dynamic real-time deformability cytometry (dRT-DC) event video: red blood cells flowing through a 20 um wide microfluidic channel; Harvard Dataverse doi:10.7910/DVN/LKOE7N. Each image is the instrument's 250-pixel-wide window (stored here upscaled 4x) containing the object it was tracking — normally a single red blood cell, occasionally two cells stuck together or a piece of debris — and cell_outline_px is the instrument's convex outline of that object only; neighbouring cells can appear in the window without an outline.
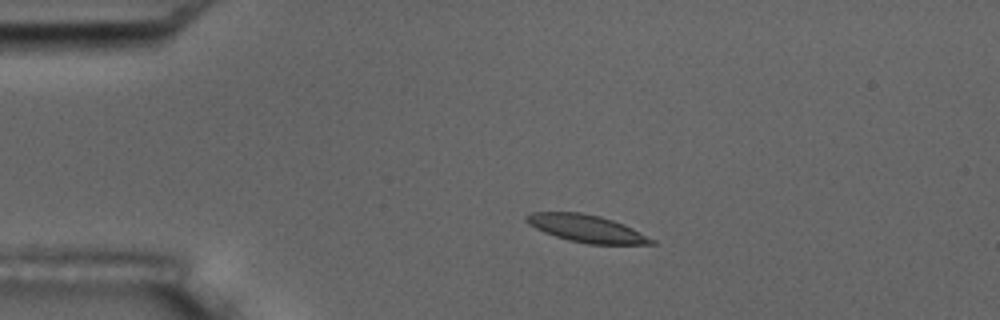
{"species": "common noctule bat (a hibernating species)", "species_latin": "Nyctalus noctula", "temperature_condition": "room temperature", "stored_images_in_passage": 5, "camera_frame_rate_fps": 3000, "um_per_image_px": 0.085, "animal": {"sex": "male", "body_mass_g": 17.5, "forearm_length_mm": 52.3}, "frame": {"image": 1, "passage_image": 3, "time_ms": 2.333, "image_size_px": [1000, 320], "cell_outline_px": [[656, 244], [588, 244], [568, 240], [544, 232], [528, 224], [524, 220], [524, 216], [532, 212], [580, 212], [600, 216], [624, 224], [656, 240]], "centroid_in_image_um": [49.84, 19.42], "position_along_channel_um": 35.2, "area_um2": 19.94}}
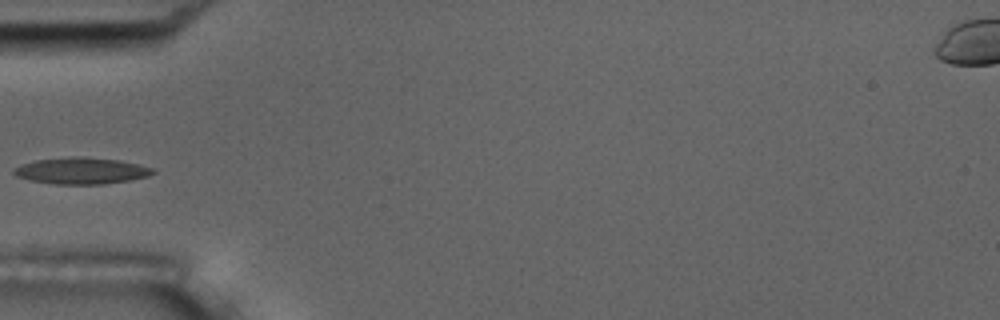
{"frame": {"image": 2, "passage_image": 5, "time_ms": 4.667, "image_size_px": [1000, 320], "cell_outline_px": [[156, 172], [148, 176], [128, 180], [100, 184], [56, 184], [28, 180], [16, 176], [12, 172], [12, 168], [20, 164], [36, 160], [72, 156], [80, 156], [120, 160], [156, 168]], "centroid_in_image_um": [6.89, 14.5], "position_along_channel_um": 78.1, "area_um2": 21.62}}